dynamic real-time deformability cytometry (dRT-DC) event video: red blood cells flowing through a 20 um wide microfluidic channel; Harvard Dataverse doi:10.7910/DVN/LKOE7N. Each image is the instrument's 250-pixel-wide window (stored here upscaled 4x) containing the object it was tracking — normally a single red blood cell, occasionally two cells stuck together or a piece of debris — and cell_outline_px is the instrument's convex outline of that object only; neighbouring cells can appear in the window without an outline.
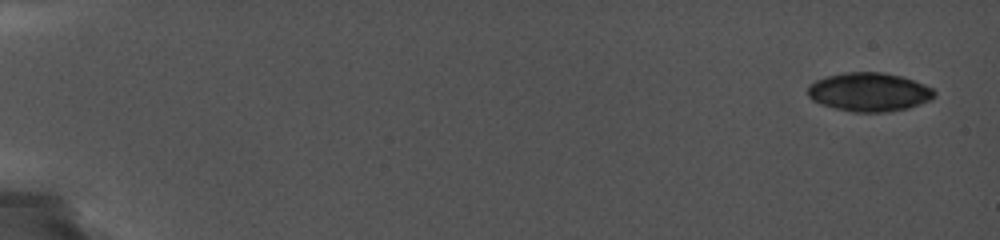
{"species": "common noctule bat (a hibernating species)", "species_latin": "Nyctalus noctula", "temperature_condition": "cold", "stored_images_in_passage": 5, "camera_frame_rate_fps": 5000, "um_per_image_px": 0.085, "animal": {"sex": "female", "body_mass_g": 19.0, "forearm_length_mm": 56.7}, "frame": {"image": 1, "passage_image": 1, "time_ms": 0.0, "image_size_px": [1000, 240], "cell_outline_px": [[936, 96], [928, 100], [908, 108], [888, 112], [852, 112], [820, 104], [812, 100], [808, 96], [808, 84], [816, 80], [828, 76], [844, 72], [880, 72], [900, 76], [924, 84], [932, 88], [936, 92]], "centroid_in_image_um": [73.86, 7.82], "position_along_channel_um": 11.1, "area_um2": 28.5}}